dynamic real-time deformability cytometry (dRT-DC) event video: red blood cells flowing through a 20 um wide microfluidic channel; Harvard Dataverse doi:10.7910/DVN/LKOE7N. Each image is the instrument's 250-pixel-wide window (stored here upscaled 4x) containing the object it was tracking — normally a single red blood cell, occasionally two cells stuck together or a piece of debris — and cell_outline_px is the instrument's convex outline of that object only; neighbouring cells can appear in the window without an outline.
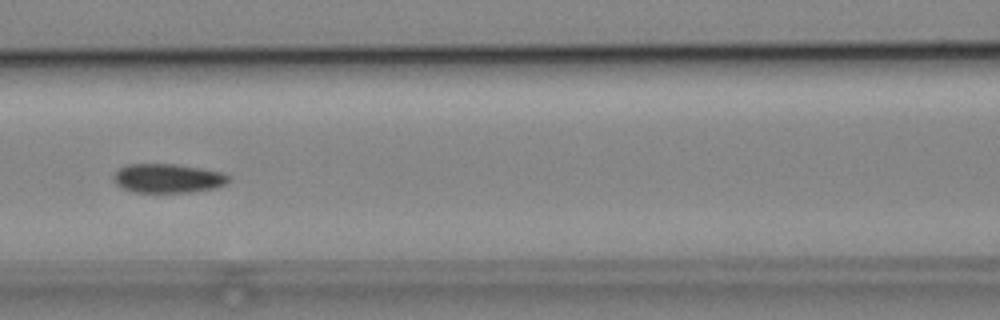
{"species": "common noctule bat (a hibernating species)", "species_latin": "Nyctalus noctula", "temperature_condition": "cold", "stored_images_in_passage": 8, "camera_frame_rate_fps": 3000, "um_per_image_px": 0.085, "animal": {"sex": "male", "body_mass_g": 19.2, "forearm_length_mm": 51.8}, "frame": {"image": 1, "passage_image": 6, "time_ms": 6.667, "image_size_px": [1000, 320], "cell_outline_px": [[228, 180], [224, 184], [216, 188], [188, 192], [132, 192], [116, 184], [112, 180], [112, 176], [120, 168], [128, 164], [176, 164], [200, 168], [220, 172], [228, 176]], "centroid_in_image_um": [14.21, 15.15], "position_along_channel_um": 152.4, "area_um2": 19.31}}
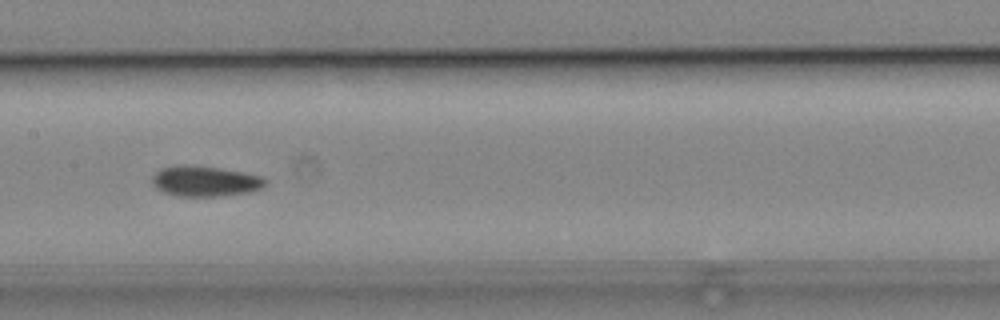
{"frame": {"image": 2, "passage_image": 7, "time_ms": 7.667, "image_size_px": [1000, 320], "cell_outline_px": [[268, 180], [260, 188], [248, 192], [220, 196], [176, 196], [164, 192], [156, 188], [152, 184], [152, 176], [160, 168], [176, 164], [184, 164], [220, 168], [260, 176]], "centroid_in_image_um": [17.36, 15.39], "position_along_channel_um": 190.0, "area_um2": 20.06}}
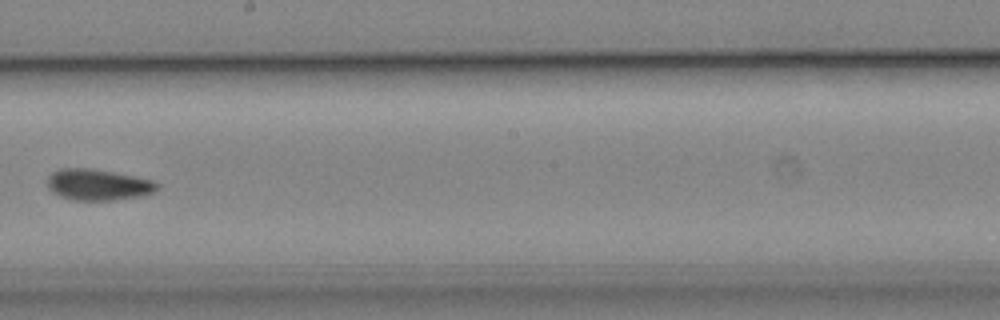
{"frame": {"image": 3, "passage_image": 8, "time_ms": 9.0, "image_size_px": [1000, 320], "cell_outline_px": [[156, 188], [152, 192], [136, 196], [112, 200], [72, 200], [60, 196], [52, 192], [48, 188], [48, 176], [52, 172], [60, 168], [92, 168], [152, 180], [156, 184]], "centroid_in_image_um": [8.23, 15.69], "position_along_channel_um": 240.0, "area_um2": 19.54}}